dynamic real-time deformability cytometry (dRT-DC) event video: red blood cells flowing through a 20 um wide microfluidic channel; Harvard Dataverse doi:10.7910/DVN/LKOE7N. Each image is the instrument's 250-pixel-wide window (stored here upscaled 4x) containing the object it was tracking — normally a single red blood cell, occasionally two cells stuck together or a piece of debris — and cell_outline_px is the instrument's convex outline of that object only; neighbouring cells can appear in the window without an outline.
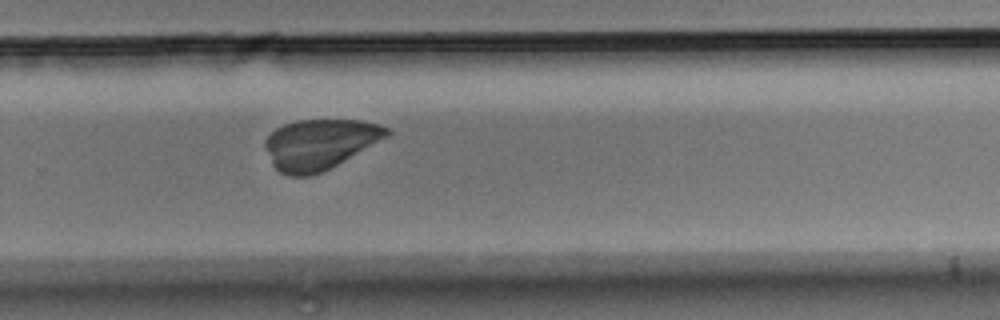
{"species": "Egyptian fruit bat (a non-hibernating species)", "species_latin": "Rousettus aegyptiacus", "temperature_condition": "room temperature", "stored_images_in_passage": 40, "camera_frame_rate_fps": 3000, "um_per_image_px": 0.085, "animal": {"sex": "male"}, "frame": {"image": 1, "passage_image": 26, "time_ms": 8.333, "image_size_px": [1000, 320], "cell_outline_px": [[392, 132], [388, 136], [336, 164], [320, 172], [308, 176], [288, 176], [280, 172], [272, 164], [264, 144], [264, 140], [276, 128], [284, 124], [296, 120], [360, 120], [380, 124], [388, 128]], "centroid_in_image_um": [27.15, 12.24], "position_along_channel_um": 302.6, "area_um2": 35.2}}